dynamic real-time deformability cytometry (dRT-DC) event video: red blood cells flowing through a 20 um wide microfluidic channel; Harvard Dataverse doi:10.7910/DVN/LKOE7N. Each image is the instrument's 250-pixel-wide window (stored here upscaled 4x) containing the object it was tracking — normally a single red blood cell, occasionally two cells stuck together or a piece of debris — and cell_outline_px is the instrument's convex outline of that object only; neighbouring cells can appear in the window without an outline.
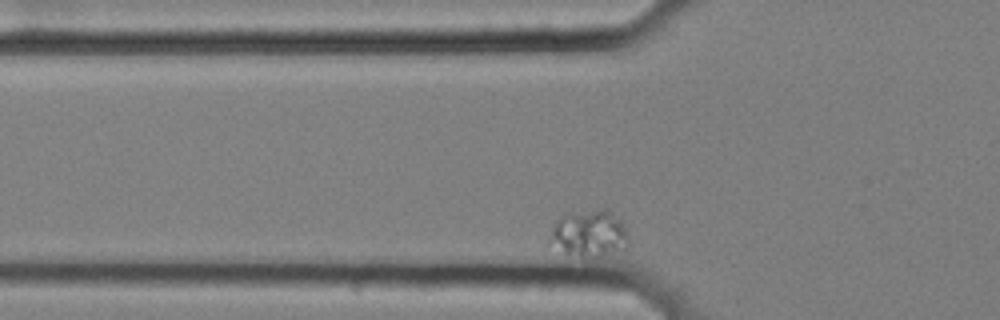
{"species": "common noctule bat (a hibernating species)", "species_latin": "Nyctalus noctula", "temperature_condition": "cold", "stored_images_in_passage": 35, "camera_frame_rate_fps": 3000, "um_per_image_px": 0.085, "animal": {"sex": "female", "body_mass_g": 25.1}, "frame": {"image": 1, "passage_image": 2, "time_ms": 0.333, "image_size_px": [1000, 320], "cell_outline_px": [[628, 248], [624, 252], [584, 260], [544, 248], [544, 244], [556, 220], [560, 216], [568, 212], [604, 208], [620, 220], [628, 232]], "centroid_in_image_um": [49.98, 19.95], "position_along_channel_um": 75.8, "area_um2": 23.41}}
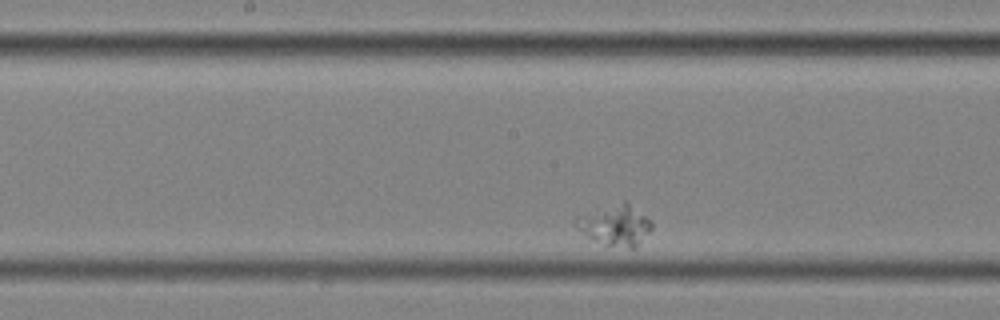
{"frame": {"image": 2, "passage_image": 16, "time_ms": 5.0, "image_size_px": [1000, 320], "cell_outline_px": [[652, 228], [636, 248], [628, 248], [604, 244], [588, 236], [576, 228], [572, 224], [572, 220], [576, 216], [624, 200], [652, 220]], "centroid_in_image_um": [52.28, 19.13], "position_along_channel_um": 195.9, "area_um2": 17.98}}
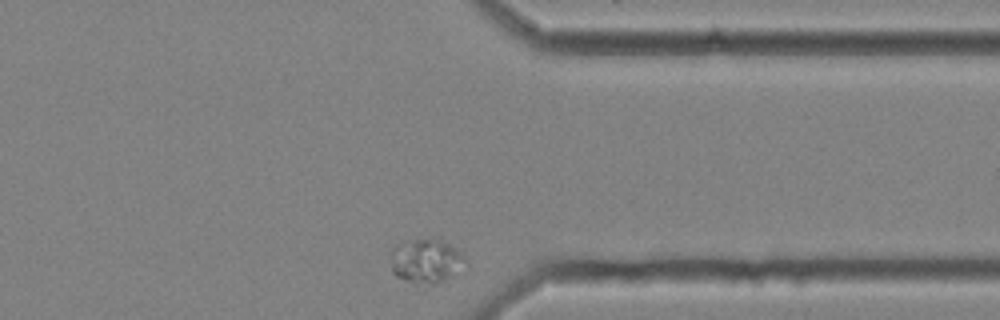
{"frame": {"image": 3, "passage_image": 35, "time_ms": 11.333, "image_size_px": [1000, 320], "cell_outline_px": [[468, 264], [464, 272], [436, 284], [432, 284], [408, 280], [396, 276], [392, 272], [388, 252], [396, 244], [408, 240], [440, 240], [448, 244], [464, 256]], "centroid_in_image_um": [36.23, 22.2], "position_along_channel_um": 375.2, "area_um2": 19.48}}